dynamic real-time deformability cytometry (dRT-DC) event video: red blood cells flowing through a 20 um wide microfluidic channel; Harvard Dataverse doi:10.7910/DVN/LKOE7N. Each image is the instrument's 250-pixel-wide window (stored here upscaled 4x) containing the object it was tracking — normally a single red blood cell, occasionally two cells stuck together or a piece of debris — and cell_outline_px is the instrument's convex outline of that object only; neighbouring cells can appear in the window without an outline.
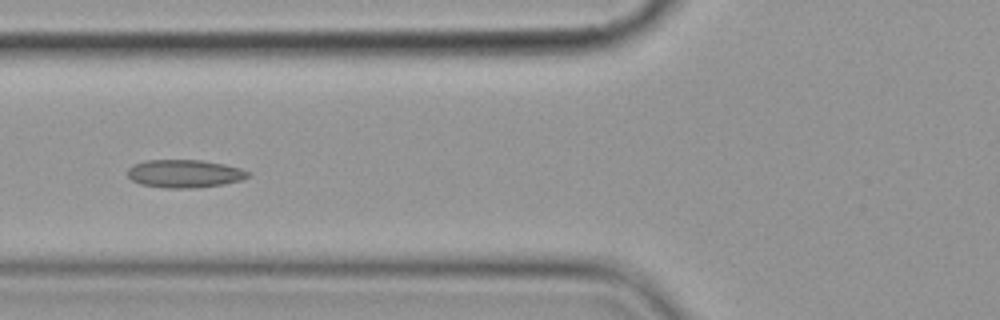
{"species": "common noctule bat (a hibernating species)", "species_latin": "Nyctalus noctula", "temperature_condition": "cold", "stored_images_in_passage": 8, "camera_frame_rate_fps": 3000, "um_per_image_px": 0.085, "animal": {"sex": "female", "body_mass_g": 19.9}, "frame": {"image": 1, "passage_image": 7, "time_ms": 7.333, "image_size_px": [1000, 320], "cell_outline_px": [[248, 176], [244, 180], [224, 184], [196, 188], [164, 188], [140, 184], [132, 180], [128, 176], [128, 168], [132, 164], [144, 160], [200, 160], [224, 164], [240, 168], [248, 172]], "centroid_in_image_um": [15.66, 14.76], "position_along_channel_um": 110.1, "area_um2": 19.77}}
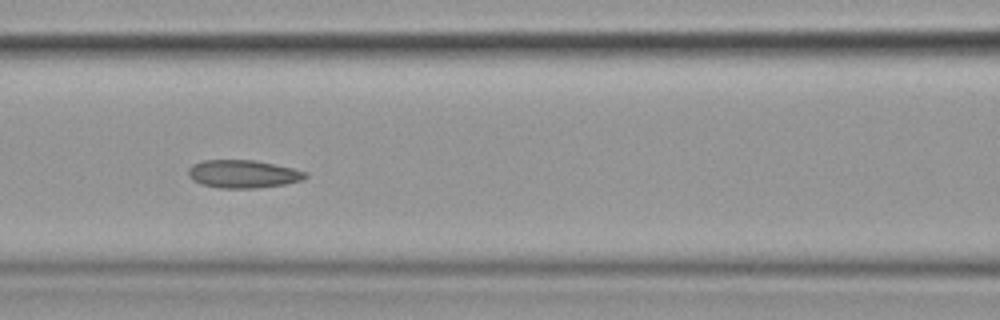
{"frame": {"image": 2, "passage_image": 8, "time_ms": 8.333, "image_size_px": [1000, 320], "cell_outline_px": [[308, 176], [304, 180], [284, 184], [256, 188], [220, 188], [200, 184], [192, 180], [188, 176], [188, 168], [192, 164], [204, 160], [256, 160], [292, 168], [308, 172]], "centroid_in_image_um": [20.65, 14.79], "position_along_channel_um": 145.9, "area_um2": 19.25}}